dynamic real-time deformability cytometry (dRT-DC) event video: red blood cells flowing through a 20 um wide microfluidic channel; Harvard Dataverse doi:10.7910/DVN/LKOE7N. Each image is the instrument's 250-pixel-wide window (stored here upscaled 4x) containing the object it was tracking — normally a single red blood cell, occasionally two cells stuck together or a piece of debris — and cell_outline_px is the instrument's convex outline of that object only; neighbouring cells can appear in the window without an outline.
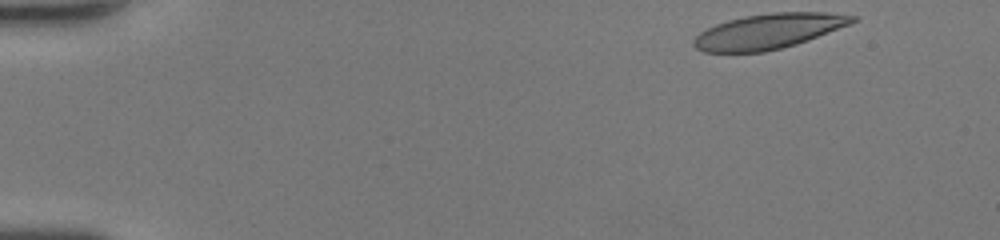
{"species": "human", "species_latin": "Homo sapiens", "temperature_condition": "room temperature", "stored_images_in_passage": 44, "camera_frame_rate_fps": 3000, "um_per_image_px": 0.085, "donor": {"sex": "female"}, "frame": {"image": 1, "passage_image": 1, "time_ms": 0.0, "image_size_px": [1000, 240], "cell_outline_px": [[860, 16], [856, 20], [848, 24], [796, 44], [764, 52], [704, 52], [696, 48], [692, 44], [692, 40], [700, 32], [716, 24], [728, 20], [744, 16], [772, 12], [824, 12]], "centroid_in_image_um": [65.28, 2.65], "position_along_channel_um": 19.7, "area_um2": 32.14}}
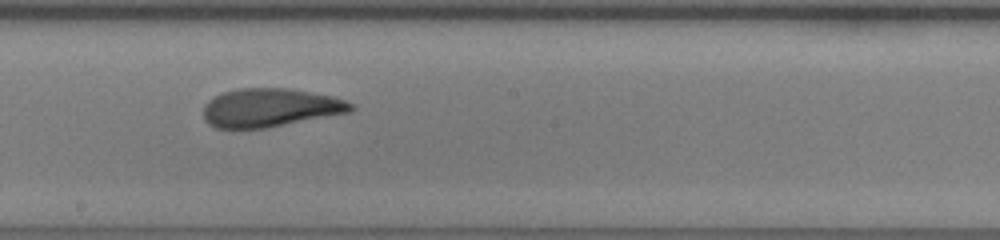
{"frame": {"image": 2, "passage_image": 24, "time_ms": 7.667, "image_size_px": [1000, 240], "cell_outline_px": [[356, 108], [348, 112], [264, 128], [216, 128], [208, 124], [204, 120], [204, 104], [208, 100], [224, 92], [240, 88], [284, 88], [332, 96], [344, 100], [352, 104]], "centroid_in_image_um": [22.91, 9.15], "position_along_channel_um": 225.3, "area_um2": 32.6}}
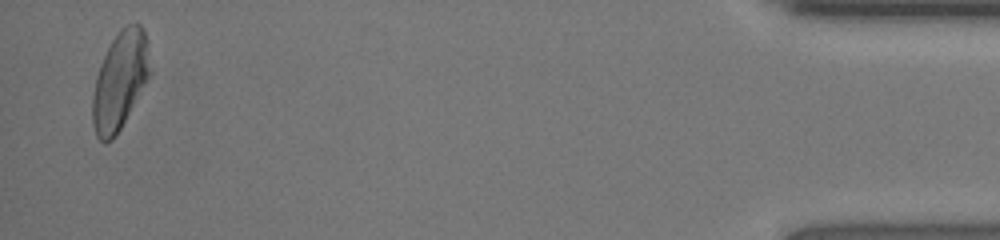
{"frame": {"image": 3, "passage_image": 43, "time_ms": 14.0, "image_size_px": [1000, 240], "cell_outline_px": [[148, 76], [120, 128], [112, 140], [100, 140], [96, 136], [92, 124], [92, 96], [96, 76], [100, 64], [112, 40], [120, 28], [124, 24], [136, 20], [144, 28], [148, 40]], "centroid_in_image_um": [10.17, 6.77], "position_along_channel_um": 425.0, "area_um2": 32.25}, "authors_computed_cell_mechanics": {"area_um2": 33.4373, "velocity_mm_per_s": 4.3925, "shape_relaxation_time_tau1_ms": 6.5247, "shape_relaxation_time_tau2_ms": 1.3266, "deformation_change_tau1": 0.23, "deformation_change_tau2": 0.0882}}